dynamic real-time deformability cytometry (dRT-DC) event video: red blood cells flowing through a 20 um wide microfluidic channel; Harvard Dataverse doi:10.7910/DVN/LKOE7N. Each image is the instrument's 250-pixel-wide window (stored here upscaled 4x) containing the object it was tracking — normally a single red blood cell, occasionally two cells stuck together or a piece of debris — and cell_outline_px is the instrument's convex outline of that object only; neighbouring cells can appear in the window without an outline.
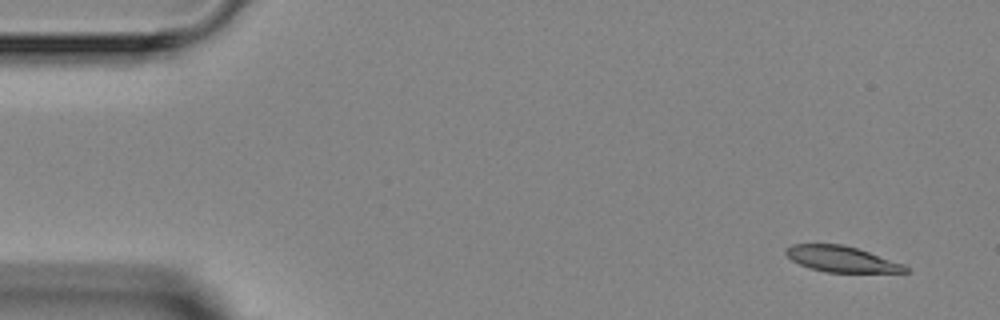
{"species": "Egyptian fruit bat (a non-hibernating species)", "species_latin": "Rousettus aegyptiacus", "temperature_condition": "room temperature", "stored_images_in_passage": 4, "camera_frame_rate_fps": 3000, "um_per_image_px": 0.085, "animal": {"sex": "female"}, "frame": {"image": 1, "passage_image": 1, "time_ms": 0.0, "image_size_px": [1000, 320], "cell_outline_px": [[908, 272], [828, 272], [812, 268], [800, 264], [792, 260], [784, 252], [792, 244], [840, 244], [856, 248], [904, 264], [908, 268]], "centroid_in_image_um": [71.53, 22.02], "position_along_channel_um": 13.5, "area_um2": 17.57}}